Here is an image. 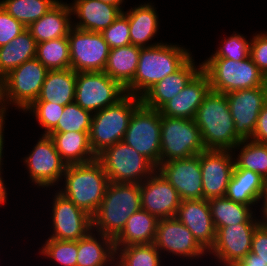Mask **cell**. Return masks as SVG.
Listing matches in <instances>:
<instances>
[{
	"label": "cell",
	"mask_w": 267,
	"mask_h": 266,
	"mask_svg": "<svg viewBox=\"0 0 267 266\" xmlns=\"http://www.w3.org/2000/svg\"><path fill=\"white\" fill-rule=\"evenodd\" d=\"M55 148L67 165L83 164L97 159L91 149L88 132H49Z\"/></svg>",
	"instance_id": "cell-28"
},
{
	"label": "cell",
	"mask_w": 267,
	"mask_h": 266,
	"mask_svg": "<svg viewBox=\"0 0 267 266\" xmlns=\"http://www.w3.org/2000/svg\"><path fill=\"white\" fill-rule=\"evenodd\" d=\"M116 261L121 266H161L160 251L152 244L115 247Z\"/></svg>",
	"instance_id": "cell-38"
},
{
	"label": "cell",
	"mask_w": 267,
	"mask_h": 266,
	"mask_svg": "<svg viewBox=\"0 0 267 266\" xmlns=\"http://www.w3.org/2000/svg\"><path fill=\"white\" fill-rule=\"evenodd\" d=\"M65 106L47 101H34L24 112L32 113L39 125L45 128L43 134H48L56 125Z\"/></svg>",
	"instance_id": "cell-41"
},
{
	"label": "cell",
	"mask_w": 267,
	"mask_h": 266,
	"mask_svg": "<svg viewBox=\"0 0 267 266\" xmlns=\"http://www.w3.org/2000/svg\"><path fill=\"white\" fill-rule=\"evenodd\" d=\"M2 168H0V205L4 204L7 200V191L6 185H4V179L2 178Z\"/></svg>",
	"instance_id": "cell-51"
},
{
	"label": "cell",
	"mask_w": 267,
	"mask_h": 266,
	"mask_svg": "<svg viewBox=\"0 0 267 266\" xmlns=\"http://www.w3.org/2000/svg\"><path fill=\"white\" fill-rule=\"evenodd\" d=\"M191 56L190 50L171 43L141 48L137 71L125 87L126 94L141 98L164 77L176 72Z\"/></svg>",
	"instance_id": "cell-1"
},
{
	"label": "cell",
	"mask_w": 267,
	"mask_h": 266,
	"mask_svg": "<svg viewBox=\"0 0 267 266\" xmlns=\"http://www.w3.org/2000/svg\"><path fill=\"white\" fill-rule=\"evenodd\" d=\"M123 142L146 157L156 168L160 164L161 114L141 103L132 114Z\"/></svg>",
	"instance_id": "cell-9"
},
{
	"label": "cell",
	"mask_w": 267,
	"mask_h": 266,
	"mask_svg": "<svg viewBox=\"0 0 267 266\" xmlns=\"http://www.w3.org/2000/svg\"><path fill=\"white\" fill-rule=\"evenodd\" d=\"M157 170L177 190L181 200L203 199L200 153L160 163Z\"/></svg>",
	"instance_id": "cell-17"
},
{
	"label": "cell",
	"mask_w": 267,
	"mask_h": 266,
	"mask_svg": "<svg viewBox=\"0 0 267 266\" xmlns=\"http://www.w3.org/2000/svg\"><path fill=\"white\" fill-rule=\"evenodd\" d=\"M261 200L263 201L262 202L263 205H262V209H261L262 210L261 215L263 216L262 217L263 219L262 220L259 219V221H260L261 225H264L267 227V184L265 186V190L263 191V195H262Z\"/></svg>",
	"instance_id": "cell-50"
},
{
	"label": "cell",
	"mask_w": 267,
	"mask_h": 266,
	"mask_svg": "<svg viewBox=\"0 0 267 266\" xmlns=\"http://www.w3.org/2000/svg\"><path fill=\"white\" fill-rule=\"evenodd\" d=\"M62 189L64 197L92 216L100 206L110 183L102 164L97 160L67 165Z\"/></svg>",
	"instance_id": "cell-4"
},
{
	"label": "cell",
	"mask_w": 267,
	"mask_h": 266,
	"mask_svg": "<svg viewBox=\"0 0 267 266\" xmlns=\"http://www.w3.org/2000/svg\"><path fill=\"white\" fill-rule=\"evenodd\" d=\"M202 70L209 78L211 90L219 93L267 86L266 76L258 69L251 56L239 61L208 58L202 62Z\"/></svg>",
	"instance_id": "cell-5"
},
{
	"label": "cell",
	"mask_w": 267,
	"mask_h": 266,
	"mask_svg": "<svg viewBox=\"0 0 267 266\" xmlns=\"http://www.w3.org/2000/svg\"><path fill=\"white\" fill-rule=\"evenodd\" d=\"M91 230L85 237L78 240L76 266L112 265L116 259L114 239L98 233V238Z\"/></svg>",
	"instance_id": "cell-29"
},
{
	"label": "cell",
	"mask_w": 267,
	"mask_h": 266,
	"mask_svg": "<svg viewBox=\"0 0 267 266\" xmlns=\"http://www.w3.org/2000/svg\"><path fill=\"white\" fill-rule=\"evenodd\" d=\"M246 36L233 33L223 41V45L217 48L209 58H228L234 61L243 60L250 56V44Z\"/></svg>",
	"instance_id": "cell-42"
},
{
	"label": "cell",
	"mask_w": 267,
	"mask_h": 266,
	"mask_svg": "<svg viewBox=\"0 0 267 266\" xmlns=\"http://www.w3.org/2000/svg\"><path fill=\"white\" fill-rule=\"evenodd\" d=\"M201 69L202 63L195 66L191 56L176 72L167 75L152 86L141 97L142 103L149 108L159 110L177 95Z\"/></svg>",
	"instance_id": "cell-24"
},
{
	"label": "cell",
	"mask_w": 267,
	"mask_h": 266,
	"mask_svg": "<svg viewBox=\"0 0 267 266\" xmlns=\"http://www.w3.org/2000/svg\"><path fill=\"white\" fill-rule=\"evenodd\" d=\"M36 58L48 69H69L70 51L67 37L37 43Z\"/></svg>",
	"instance_id": "cell-37"
},
{
	"label": "cell",
	"mask_w": 267,
	"mask_h": 266,
	"mask_svg": "<svg viewBox=\"0 0 267 266\" xmlns=\"http://www.w3.org/2000/svg\"><path fill=\"white\" fill-rule=\"evenodd\" d=\"M140 51L132 44L110 49L104 72L125 88L136 74Z\"/></svg>",
	"instance_id": "cell-33"
},
{
	"label": "cell",
	"mask_w": 267,
	"mask_h": 266,
	"mask_svg": "<svg viewBox=\"0 0 267 266\" xmlns=\"http://www.w3.org/2000/svg\"><path fill=\"white\" fill-rule=\"evenodd\" d=\"M140 209L139 184L110 182L100 206L91 216L92 230L115 239L128 218Z\"/></svg>",
	"instance_id": "cell-3"
},
{
	"label": "cell",
	"mask_w": 267,
	"mask_h": 266,
	"mask_svg": "<svg viewBox=\"0 0 267 266\" xmlns=\"http://www.w3.org/2000/svg\"><path fill=\"white\" fill-rule=\"evenodd\" d=\"M175 217L191 231L198 243L208 252L216 237L208 200H181Z\"/></svg>",
	"instance_id": "cell-22"
},
{
	"label": "cell",
	"mask_w": 267,
	"mask_h": 266,
	"mask_svg": "<svg viewBox=\"0 0 267 266\" xmlns=\"http://www.w3.org/2000/svg\"><path fill=\"white\" fill-rule=\"evenodd\" d=\"M210 90L209 78L201 69L177 95L159 109V112L162 116L171 118L194 119Z\"/></svg>",
	"instance_id": "cell-21"
},
{
	"label": "cell",
	"mask_w": 267,
	"mask_h": 266,
	"mask_svg": "<svg viewBox=\"0 0 267 266\" xmlns=\"http://www.w3.org/2000/svg\"><path fill=\"white\" fill-rule=\"evenodd\" d=\"M160 163L189 158L205 150L200 129L194 119L161 115Z\"/></svg>",
	"instance_id": "cell-8"
},
{
	"label": "cell",
	"mask_w": 267,
	"mask_h": 266,
	"mask_svg": "<svg viewBox=\"0 0 267 266\" xmlns=\"http://www.w3.org/2000/svg\"><path fill=\"white\" fill-rule=\"evenodd\" d=\"M157 222L154 215L140 209L128 218L125 227L114 239L115 247L154 243Z\"/></svg>",
	"instance_id": "cell-31"
},
{
	"label": "cell",
	"mask_w": 267,
	"mask_h": 266,
	"mask_svg": "<svg viewBox=\"0 0 267 266\" xmlns=\"http://www.w3.org/2000/svg\"><path fill=\"white\" fill-rule=\"evenodd\" d=\"M141 209L157 219L176 216L181 199L177 190L156 170L149 178L139 184Z\"/></svg>",
	"instance_id": "cell-20"
},
{
	"label": "cell",
	"mask_w": 267,
	"mask_h": 266,
	"mask_svg": "<svg viewBox=\"0 0 267 266\" xmlns=\"http://www.w3.org/2000/svg\"><path fill=\"white\" fill-rule=\"evenodd\" d=\"M128 17L131 44L144 47H152L161 42L149 44L159 30V16L153 4L144 3L138 7L130 8L124 12Z\"/></svg>",
	"instance_id": "cell-27"
},
{
	"label": "cell",
	"mask_w": 267,
	"mask_h": 266,
	"mask_svg": "<svg viewBox=\"0 0 267 266\" xmlns=\"http://www.w3.org/2000/svg\"><path fill=\"white\" fill-rule=\"evenodd\" d=\"M71 15L70 5L59 0L40 19L30 24L27 30L36 43L67 37L73 27Z\"/></svg>",
	"instance_id": "cell-25"
},
{
	"label": "cell",
	"mask_w": 267,
	"mask_h": 266,
	"mask_svg": "<svg viewBox=\"0 0 267 266\" xmlns=\"http://www.w3.org/2000/svg\"><path fill=\"white\" fill-rule=\"evenodd\" d=\"M252 140L267 144V104L259 113Z\"/></svg>",
	"instance_id": "cell-47"
},
{
	"label": "cell",
	"mask_w": 267,
	"mask_h": 266,
	"mask_svg": "<svg viewBox=\"0 0 267 266\" xmlns=\"http://www.w3.org/2000/svg\"><path fill=\"white\" fill-rule=\"evenodd\" d=\"M241 266H267L260 259L258 255L249 252L241 261L238 262Z\"/></svg>",
	"instance_id": "cell-48"
},
{
	"label": "cell",
	"mask_w": 267,
	"mask_h": 266,
	"mask_svg": "<svg viewBox=\"0 0 267 266\" xmlns=\"http://www.w3.org/2000/svg\"><path fill=\"white\" fill-rule=\"evenodd\" d=\"M153 244L160 252L163 250L188 259H198L208 253L176 217L158 219Z\"/></svg>",
	"instance_id": "cell-18"
},
{
	"label": "cell",
	"mask_w": 267,
	"mask_h": 266,
	"mask_svg": "<svg viewBox=\"0 0 267 266\" xmlns=\"http://www.w3.org/2000/svg\"><path fill=\"white\" fill-rule=\"evenodd\" d=\"M7 107L4 102V87H3V78L0 77V115L7 114Z\"/></svg>",
	"instance_id": "cell-52"
},
{
	"label": "cell",
	"mask_w": 267,
	"mask_h": 266,
	"mask_svg": "<svg viewBox=\"0 0 267 266\" xmlns=\"http://www.w3.org/2000/svg\"><path fill=\"white\" fill-rule=\"evenodd\" d=\"M101 33L110 49L131 45L128 17L124 11Z\"/></svg>",
	"instance_id": "cell-43"
},
{
	"label": "cell",
	"mask_w": 267,
	"mask_h": 266,
	"mask_svg": "<svg viewBox=\"0 0 267 266\" xmlns=\"http://www.w3.org/2000/svg\"><path fill=\"white\" fill-rule=\"evenodd\" d=\"M215 229L228 225L245 223L254 213L248 206L234 202L226 197L208 200Z\"/></svg>",
	"instance_id": "cell-34"
},
{
	"label": "cell",
	"mask_w": 267,
	"mask_h": 266,
	"mask_svg": "<svg viewBox=\"0 0 267 266\" xmlns=\"http://www.w3.org/2000/svg\"><path fill=\"white\" fill-rule=\"evenodd\" d=\"M235 133L242 139H251L262 108L267 104V86L226 93Z\"/></svg>",
	"instance_id": "cell-15"
},
{
	"label": "cell",
	"mask_w": 267,
	"mask_h": 266,
	"mask_svg": "<svg viewBox=\"0 0 267 266\" xmlns=\"http://www.w3.org/2000/svg\"><path fill=\"white\" fill-rule=\"evenodd\" d=\"M233 151L204 150L200 153L203 199L225 197L235 165Z\"/></svg>",
	"instance_id": "cell-19"
},
{
	"label": "cell",
	"mask_w": 267,
	"mask_h": 266,
	"mask_svg": "<svg viewBox=\"0 0 267 266\" xmlns=\"http://www.w3.org/2000/svg\"><path fill=\"white\" fill-rule=\"evenodd\" d=\"M37 43L26 29L9 44L0 46V77L4 78L25 61L36 58Z\"/></svg>",
	"instance_id": "cell-32"
},
{
	"label": "cell",
	"mask_w": 267,
	"mask_h": 266,
	"mask_svg": "<svg viewBox=\"0 0 267 266\" xmlns=\"http://www.w3.org/2000/svg\"><path fill=\"white\" fill-rule=\"evenodd\" d=\"M206 150L233 151L242 140L235 133L234 121L224 93L210 90L194 118Z\"/></svg>",
	"instance_id": "cell-2"
},
{
	"label": "cell",
	"mask_w": 267,
	"mask_h": 266,
	"mask_svg": "<svg viewBox=\"0 0 267 266\" xmlns=\"http://www.w3.org/2000/svg\"><path fill=\"white\" fill-rule=\"evenodd\" d=\"M235 149H240L238 158L234 159L235 164L240 169L256 172L267 181V144L247 139L241 140L234 147V154Z\"/></svg>",
	"instance_id": "cell-35"
},
{
	"label": "cell",
	"mask_w": 267,
	"mask_h": 266,
	"mask_svg": "<svg viewBox=\"0 0 267 266\" xmlns=\"http://www.w3.org/2000/svg\"><path fill=\"white\" fill-rule=\"evenodd\" d=\"M141 103V98L126 94L116 104L93 113L89 141L96 156L123 140L130 118Z\"/></svg>",
	"instance_id": "cell-6"
},
{
	"label": "cell",
	"mask_w": 267,
	"mask_h": 266,
	"mask_svg": "<svg viewBox=\"0 0 267 266\" xmlns=\"http://www.w3.org/2000/svg\"><path fill=\"white\" fill-rule=\"evenodd\" d=\"M93 113L76 102L65 105L57 125L50 132H90Z\"/></svg>",
	"instance_id": "cell-39"
},
{
	"label": "cell",
	"mask_w": 267,
	"mask_h": 266,
	"mask_svg": "<svg viewBox=\"0 0 267 266\" xmlns=\"http://www.w3.org/2000/svg\"><path fill=\"white\" fill-rule=\"evenodd\" d=\"M49 70L37 59L25 61L3 78L4 102L20 110L38 99Z\"/></svg>",
	"instance_id": "cell-10"
},
{
	"label": "cell",
	"mask_w": 267,
	"mask_h": 266,
	"mask_svg": "<svg viewBox=\"0 0 267 266\" xmlns=\"http://www.w3.org/2000/svg\"><path fill=\"white\" fill-rule=\"evenodd\" d=\"M53 198L51 217L53 234L48 238L78 241L85 237L92 230L91 216L58 190Z\"/></svg>",
	"instance_id": "cell-16"
},
{
	"label": "cell",
	"mask_w": 267,
	"mask_h": 266,
	"mask_svg": "<svg viewBox=\"0 0 267 266\" xmlns=\"http://www.w3.org/2000/svg\"><path fill=\"white\" fill-rule=\"evenodd\" d=\"M73 2L69 4L71 12L79 21L73 22L72 26L84 31L102 32L123 12L122 5L99 0H74Z\"/></svg>",
	"instance_id": "cell-23"
},
{
	"label": "cell",
	"mask_w": 267,
	"mask_h": 266,
	"mask_svg": "<svg viewBox=\"0 0 267 266\" xmlns=\"http://www.w3.org/2000/svg\"><path fill=\"white\" fill-rule=\"evenodd\" d=\"M252 215L245 223L228 225L216 229V237L208 254L227 266L241 261L251 252L252 237L260 225L259 219Z\"/></svg>",
	"instance_id": "cell-13"
},
{
	"label": "cell",
	"mask_w": 267,
	"mask_h": 266,
	"mask_svg": "<svg viewBox=\"0 0 267 266\" xmlns=\"http://www.w3.org/2000/svg\"><path fill=\"white\" fill-rule=\"evenodd\" d=\"M250 41V56L267 78V32L256 33Z\"/></svg>",
	"instance_id": "cell-45"
},
{
	"label": "cell",
	"mask_w": 267,
	"mask_h": 266,
	"mask_svg": "<svg viewBox=\"0 0 267 266\" xmlns=\"http://www.w3.org/2000/svg\"><path fill=\"white\" fill-rule=\"evenodd\" d=\"M110 182L141 184L157 168L131 146L119 141L97 155Z\"/></svg>",
	"instance_id": "cell-7"
},
{
	"label": "cell",
	"mask_w": 267,
	"mask_h": 266,
	"mask_svg": "<svg viewBox=\"0 0 267 266\" xmlns=\"http://www.w3.org/2000/svg\"><path fill=\"white\" fill-rule=\"evenodd\" d=\"M111 266H121V265L115 260L114 263H113V265H111Z\"/></svg>",
	"instance_id": "cell-55"
},
{
	"label": "cell",
	"mask_w": 267,
	"mask_h": 266,
	"mask_svg": "<svg viewBox=\"0 0 267 266\" xmlns=\"http://www.w3.org/2000/svg\"><path fill=\"white\" fill-rule=\"evenodd\" d=\"M251 252L258 255L264 264H267V227L259 225L253 234Z\"/></svg>",
	"instance_id": "cell-46"
},
{
	"label": "cell",
	"mask_w": 267,
	"mask_h": 266,
	"mask_svg": "<svg viewBox=\"0 0 267 266\" xmlns=\"http://www.w3.org/2000/svg\"><path fill=\"white\" fill-rule=\"evenodd\" d=\"M126 95L125 88L104 71L76 72L74 102L90 112L116 104Z\"/></svg>",
	"instance_id": "cell-11"
},
{
	"label": "cell",
	"mask_w": 267,
	"mask_h": 266,
	"mask_svg": "<svg viewBox=\"0 0 267 266\" xmlns=\"http://www.w3.org/2000/svg\"><path fill=\"white\" fill-rule=\"evenodd\" d=\"M99 1L115 5H122V3L124 2V0H99Z\"/></svg>",
	"instance_id": "cell-53"
},
{
	"label": "cell",
	"mask_w": 267,
	"mask_h": 266,
	"mask_svg": "<svg viewBox=\"0 0 267 266\" xmlns=\"http://www.w3.org/2000/svg\"><path fill=\"white\" fill-rule=\"evenodd\" d=\"M59 0H1L0 5L25 27L46 14Z\"/></svg>",
	"instance_id": "cell-36"
},
{
	"label": "cell",
	"mask_w": 267,
	"mask_h": 266,
	"mask_svg": "<svg viewBox=\"0 0 267 266\" xmlns=\"http://www.w3.org/2000/svg\"><path fill=\"white\" fill-rule=\"evenodd\" d=\"M29 177L37 187H54L62 181L67 164L62 160L51 137L42 134L31 153L23 159Z\"/></svg>",
	"instance_id": "cell-14"
},
{
	"label": "cell",
	"mask_w": 267,
	"mask_h": 266,
	"mask_svg": "<svg viewBox=\"0 0 267 266\" xmlns=\"http://www.w3.org/2000/svg\"><path fill=\"white\" fill-rule=\"evenodd\" d=\"M70 68L75 72L104 71L110 47L101 32L72 27L67 36Z\"/></svg>",
	"instance_id": "cell-12"
},
{
	"label": "cell",
	"mask_w": 267,
	"mask_h": 266,
	"mask_svg": "<svg viewBox=\"0 0 267 266\" xmlns=\"http://www.w3.org/2000/svg\"><path fill=\"white\" fill-rule=\"evenodd\" d=\"M6 114L0 115V168H2V158H3V147H4V125H5V118Z\"/></svg>",
	"instance_id": "cell-49"
},
{
	"label": "cell",
	"mask_w": 267,
	"mask_h": 266,
	"mask_svg": "<svg viewBox=\"0 0 267 266\" xmlns=\"http://www.w3.org/2000/svg\"><path fill=\"white\" fill-rule=\"evenodd\" d=\"M40 250L41 255L56 261L61 266H76L77 264L78 241L48 238Z\"/></svg>",
	"instance_id": "cell-40"
},
{
	"label": "cell",
	"mask_w": 267,
	"mask_h": 266,
	"mask_svg": "<svg viewBox=\"0 0 267 266\" xmlns=\"http://www.w3.org/2000/svg\"><path fill=\"white\" fill-rule=\"evenodd\" d=\"M76 72L72 69H56L47 72L39 97L35 101H47L67 105L74 102Z\"/></svg>",
	"instance_id": "cell-30"
},
{
	"label": "cell",
	"mask_w": 267,
	"mask_h": 266,
	"mask_svg": "<svg viewBox=\"0 0 267 266\" xmlns=\"http://www.w3.org/2000/svg\"><path fill=\"white\" fill-rule=\"evenodd\" d=\"M26 29L27 27L11 16L0 5V46L9 44L13 38Z\"/></svg>",
	"instance_id": "cell-44"
},
{
	"label": "cell",
	"mask_w": 267,
	"mask_h": 266,
	"mask_svg": "<svg viewBox=\"0 0 267 266\" xmlns=\"http://www.w3.org/2000/svg\"><path fill=\"white\" fill-rule=\"evenodd\" d=\"M267 181L256 172L234 165L225 197L238 203L254 206L261 201Z\"/></svg>",
	"instance_id": "cell-26"
},
{
	"label": "cell",
	"mask_w": 267,
	"mask_h": 266,
	"mask_svg": "<svg viewBox=\"0 0 267 266\" xmlns=\"http://www.w3.org/2000/svg\"><path fill=\"white\" fill-rule=\"evenodd\" d=\"M227 266H241L239 263H233V264H230V265H227Z\"/></svg>",
	"instance_id": "cell-54"
}]
</instances>
